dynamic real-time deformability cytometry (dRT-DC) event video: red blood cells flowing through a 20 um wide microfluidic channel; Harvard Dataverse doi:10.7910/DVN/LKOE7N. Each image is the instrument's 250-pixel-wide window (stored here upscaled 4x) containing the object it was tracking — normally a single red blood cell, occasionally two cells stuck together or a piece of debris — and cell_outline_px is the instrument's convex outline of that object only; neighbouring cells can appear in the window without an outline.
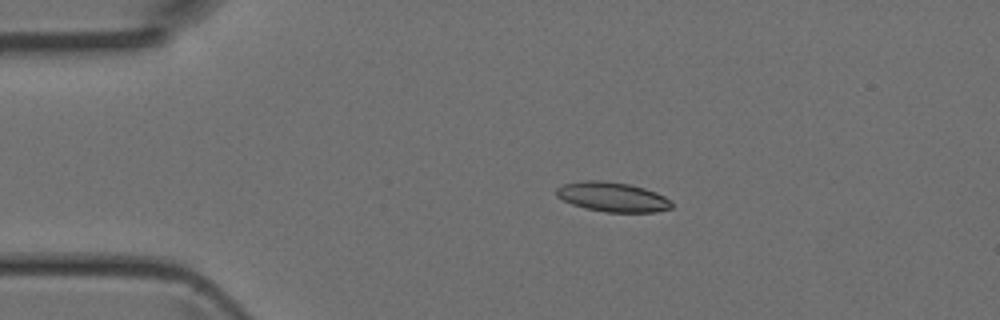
{"species": "Egyptian fruit bat (a non-hibernating species)", "species_latin": "Rousettus aegyptiacus", "temperature_condition": "room temperature", "stored_images_in_passage": 3, "camera_frame_rate_fps": 3000, "um_per_image_px": 0.085, "animal": {"sex": "female"}, "frame": {"image": 1, "passage_image": 2, "time_ms": 0.333, "image_size_px": [1000, 320], "cell_outline_px": [[672, 208], [656, 212], [604, 212], [584, 208], [572, 204], [556, 196], [556, 188], [564, 184], [584, 180], [600, 180], [628, 184], [644, 188], [656, 192], [664, 196], [672, 204]], "centroid_in_image_um": [52.05, 16.74], "position_along_channel_um": 33.0, "area_um2": 19.83}}